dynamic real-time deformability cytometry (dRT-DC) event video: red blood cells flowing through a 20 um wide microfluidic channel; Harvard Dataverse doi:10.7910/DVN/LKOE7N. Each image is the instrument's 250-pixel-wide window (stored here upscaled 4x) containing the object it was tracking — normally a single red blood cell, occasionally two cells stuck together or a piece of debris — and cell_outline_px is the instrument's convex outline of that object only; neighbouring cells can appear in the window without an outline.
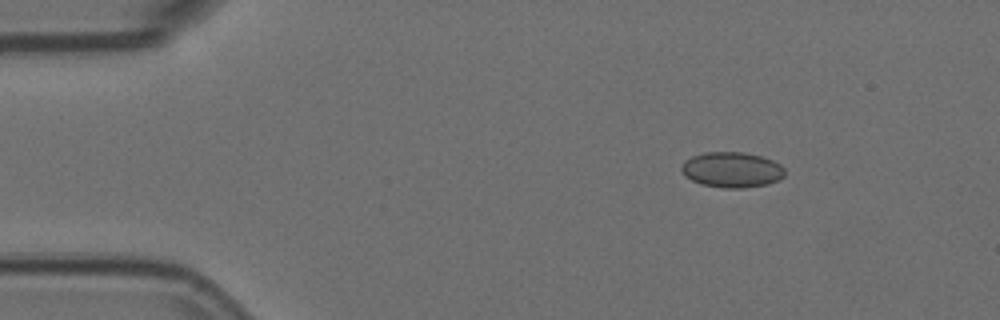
{"species": "Egyptian fruit bat (a non-hibernating species)", "species_latin": "Rousettus aegyptiacus", "temperature_condition": "room temperature", "stored_images_in_passage": 24, "camera_frame_rate_fps": 3000, "um_per_image_px": 0.085, "animal": {"sex": "female"}, "frame": {"image": 1, "passage_image": 1, "time_ms": 0.0, "image_size_px": [1000, 320], "cell_outline_px": [[784, 176], [768, 184], [744, 188], [724, 188], [704, 184], [692, 180], [684, 176], [680, 172], [680, 164], [684, 160], [692, 156], [704, 152], [744, 152], [760, 156], [772, 160], [780, 164], [784, 168]], "centroid_in_image_um": [62.16, 14.42], "position_along_channel_um": 22.8, "area_um2": 21.44}}
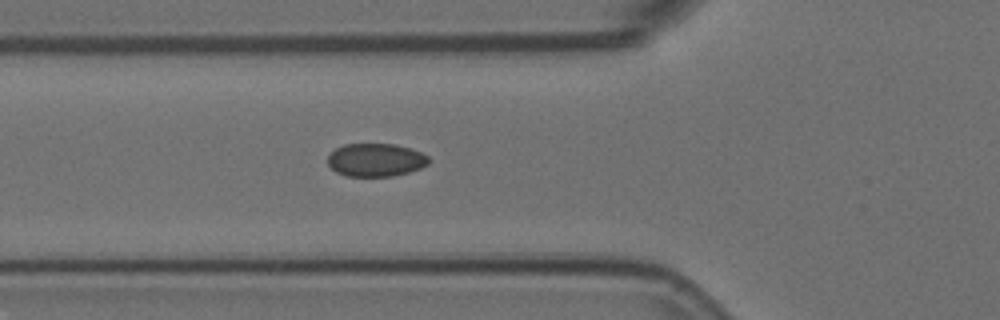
{"frame": {"image": 2, "passage_image": 13, "time_ms": 4.0, "image_size_px": [1000, 320], "cell_outline_px": [[428, 164], [420, 168], [408, 172], [392, 176], [348, 176], [336, 172], [328, 164], [328, 156], [336, 148], [344, 144], [396, 144], [412, 148], [428, 156]], "centroid_in_image_um": [31.94, 13.59], "position_along_channel_um": 93.9, "area_um2": 19.42}}
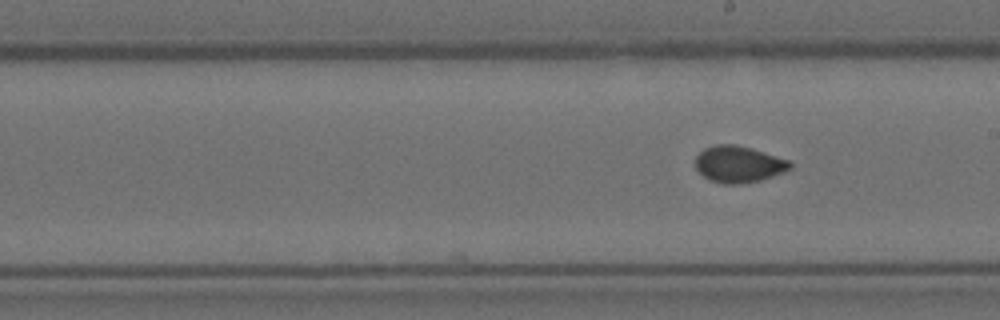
{"frame": {"image": 3, "passage_image": 24, "time_ms": 7.667, "image_size_px": [1000, 320], "cell_outline_px": [[792, 168], [784, 172], [760, 180], [740, 184], [724, 184], [708, 180], [696, 168], [696, 156], [704, 148], [716, 144], [736, 144], [752, 148], [788, 160], [792, 164]], "centroid_in_image_um": [62.78, 13.95], "position_along_channel_um": 226.2, "area_um2": 20.17}}